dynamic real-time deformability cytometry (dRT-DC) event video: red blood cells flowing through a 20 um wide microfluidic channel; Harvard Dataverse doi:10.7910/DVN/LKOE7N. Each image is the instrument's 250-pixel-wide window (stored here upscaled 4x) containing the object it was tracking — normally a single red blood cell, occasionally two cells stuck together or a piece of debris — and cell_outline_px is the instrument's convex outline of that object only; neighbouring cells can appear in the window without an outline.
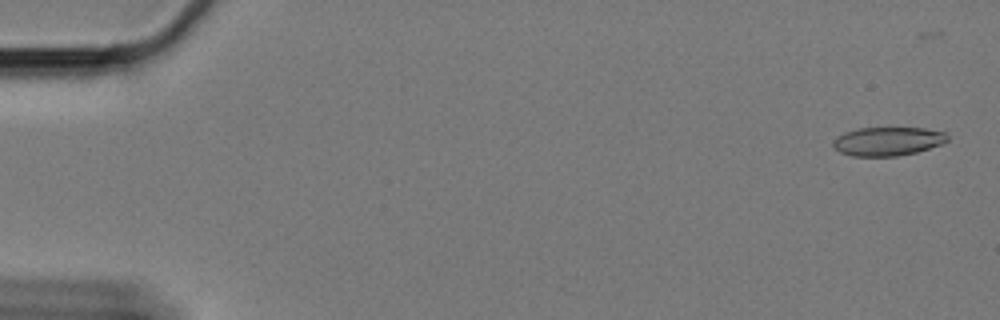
{"species": "Egyptian fruit bat (a non-hibernating species)", "species_latin": "Rousettus aegyptiacus", "temperature_condition": "cold", "stored_images_in_passage": 61, "camera_frame_rate_fps": 3000, "um_per_image_px": 0.085, "animal": {"sex": "female"}, "frame": {"image": 1, "passage_image": 3, "time_ms": 0.667, "image_size_px": [1000, 320], "cell_outline_px": [[948, 140], [940, 144], [916, 152], [896, 156], [852, 156], [840, 152], [832, 148], [832, 140], [836, 136], [844, 132], [860, 128], [924, 128], [944, 132], [948, 136]], "centroid_in_image_um": [75.39, 12.01], "position_along_channel_um": 9.6, "area_um2": 19.13}}
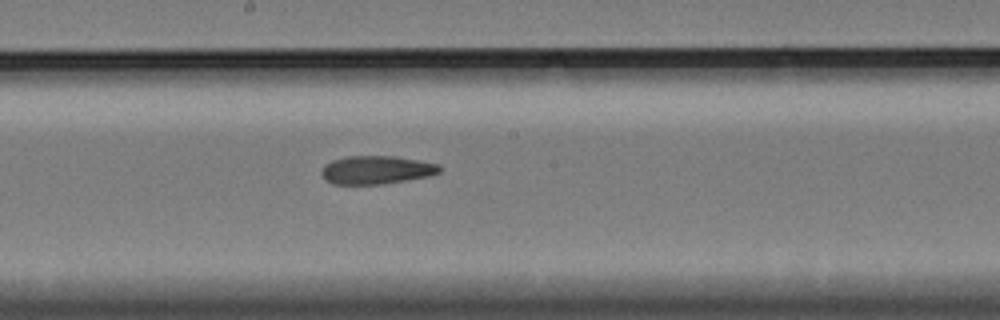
{"frame": {"image": 2, "passage_image": 34, "time_ms": 11.0, "image_size_px": [1000, 320], "cell_outline_px": [[440, 172], [428, 176], [380, 184], [332, 184], [320, 172], [324, 164], [332, 160], [344, 156], [396, 156], [440, 164]], "centroid_in_image_um": [31.97, 14.43], "position_along_channel_um": 216.2, "area_um2": 19.36}}
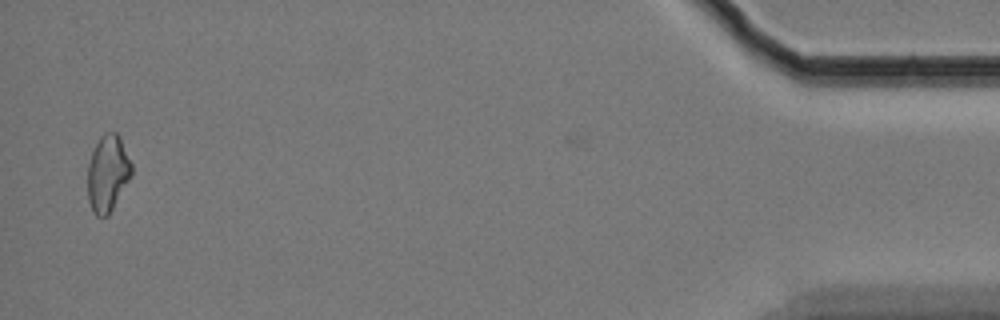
{"frame": {"image": 3, "passage_image": 60, "time_ms": 19.667, "image_size_px": [1000, 320], "cell_outline_px": [[132, 172], [128, 180], [108, 216], [96, 216], [92, 212], [88, 200], [88, 164], [92, 152], [100, 136], [104, 132], [116, 132], [120, 136], [132, 164]], "centroid_in_image_um": [9.14, 14.72], "position_along_channel_um": 426.1, "area_um2": 19.48}, "authors_computed_cell_mechanics": {"area_um2": 19.5942, "velocity_mm_per_s": 3.3464, "shape_relaxation_time_tau1_ms": null, "shape_relaxation_time_tau2_ms": 3.3096, "deformation_change_tau1": null, "deformation_change_tau2": 0.1116}}